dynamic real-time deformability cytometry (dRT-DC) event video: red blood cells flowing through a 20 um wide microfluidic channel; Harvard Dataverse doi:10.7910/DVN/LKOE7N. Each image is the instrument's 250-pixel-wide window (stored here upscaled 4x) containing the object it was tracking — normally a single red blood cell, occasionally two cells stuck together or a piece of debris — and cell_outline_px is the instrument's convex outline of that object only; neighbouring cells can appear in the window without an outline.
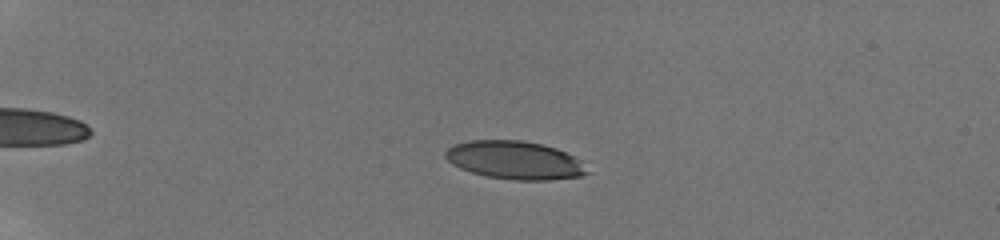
{"species": "human", "species_latin": "Homo sapiens", "temperature_condition": "room temperature", "stored_images_in_passage": 16, "camera_frame_rate_fps": 3000, "um_per_image_px": 0.085, "donor": {"sex": "male"}, "frame": {"image": 1, "passage_image": 15, "time_ms": 4.667, "image_size_px": [1000, 240], "cell_outline_px": [[592, 172], [580, 176], [548, 180], [516, 180], [484, 176], [460, 168], [452, 164], [444, 156], [444, 152], [452, 144], [468, 140], [520, 140], [540, 144], [556, 148], [580, 160]], "centroid_in_image_um": [43.74, 13.61], "position_along_channel_um": 41.3, "area_um2": 31.62}}